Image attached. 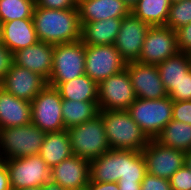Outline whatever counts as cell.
Masks as SVG:
<instances>
[{
  "mask_svg": "<svg viewBox=\"0 0 191 190\" xmlns=\"http://www.w3.org/2000/svg\"><path fill=\"white\" fill-rule=\"evenodd\" d=\"M32 20L38 41L57 45L80 40L81 23L77 8L56 10L36 5Z\"/></svg>",
  "mask_w": 191,
  "mask_h": 190,
  "instance_id": "1",
  "label": "cell"
},
{
  "mask_svg": "<svg viewBox=\"0 0 191 190\" xmlns=\"http://www.w3.org/2000/svg\"><path fill=\"white\" fill-rule=\"evenodd\" d=\"M110 149L142 152L149 138L127 110H99Z\"/></svg>",
  "mask_w": 191,
  "mask_h": 190,
  "instance_id": "2",
  "label": "cell"
},
{
  "mask_svg": "<svg viewBox=\"0 0 191 190\" xmlns=\"http://www.w3.org/2000/svg\"><path fill=\"white\" fill-rule=\"evenodd\" d=\"M46 133L33 123L0 129V159L38 155Z\"/></svg>",
  "mask_w": 191,
  "mask_h": 190,
  "instance_id": "3",
  "label": "cell"
},
{
  "mask_svg": "<svg viewBox=\"0 0 191 190\" xmlns=\"http://www.w3.org/2000/svg\"><path fill=\"white\" fill-rule=\"evenodd\" d=\"M74 156L92 161L111 150L100 114L67 129Z\"/></svg>",
  "mask_w": 191,
  "mask_h": 190,
  "instance_id": "4",
  "label": "cell"
},
{
  "mask_svg": "<svg viewBox=\"0 0 191 190\" xmlns=\"http://www.w3.org/2000/svg\"><path fill=\"white\" fill-rule=\"evenodd\" d=\"M173 100L167 96L160 99L136 98L127 112L149 139H155L172 120Z\"/></svg>",
  "mask_w": 191,
  "mask_h": 190,
  "instance_id": "5",
  "label": "cell"
},
{
  "mask_svg": "<svg viewBox=\"0 0 191 190\" xmlns=\"http://www.w3.org/2000/svg\"><path fill=\"white\" fill-rule=\"evenodd\" d=\"M85 74V44L81 41L54 45L52 72L47 83H63Z\"/></svg>",
  "mask_w": 191,
  "mask_h": 190,
  "instance_id": "6",
  "label": "cell"
},
{
  "mask_svg": "<svg viewBox=\"0 0 191 190\" xmlns=\"http://www.w3.org/2000/svg\"><path fill=\"white\" fill-rule=\"evenodd\" d=\"M62 101L58 90L47 84L31 101V123L45 133L65 130Z\"/></svg>",
  "mask_w": 191,
  "mask_h": 190,
  "instance_id": "7",
  "label": "cell"
},
{
  "mask_svg": "<svg viewBox=\"0 0 191 190\" xmlns=\"http://www.w3.org/2000/svg\"><path fill=\"white\" fill-rule=\"evenodd\" d=\"M12 190L43 186L51 181V169L38 155L6 160Z\"/></svg>",
  "mask_w": 191,
  "mask_h": 190,
  "instance_id": "8",
  "label": "cell"
},
{
  "mask_svg": "<svg viewBox=\"0 0 191 190\" xmlns=\"http://www.w3.org/2000/svg\"><path fill=\"white\" fill-rule=\"evenodd\" d=\"M114 45H85V74L98 84L126 68Z\"/></svg>",
  "mask_w": 191,
  "mask_h": 190,
  "instance_id": "9",
  "label": "cell"
},
{
  "mask_svg": "<svg viewBox=\"0 0 191 190\" xmlns=\"http://www.w3.org/2000/svg\"><path fill=\"white\" fill-rule=\"evenodd\" d=\"M136 96L125 68L98 84L99 110H127Z\"/></svg>",
  "mask_w": 191,
  "mask_h": 190,
  "instance_id": "10",
  "label": "cell"
},
{
  "mask_svg": "<svg viewBox=\"0 0 191 190\" xmlns=\"http://www.w3.org/2000/svg\"><path fill=\"white\" fill-rule=\"evenodd\" d=\"M178 52L174 30L167 26H150L137 61L157 65Z\"/></svg>",
  "mask_w": 191,
  "mask_h": 190,
  "instance_id": "11",
  "label": "cell"
},
{
  "mask_svg": "<svg viewBox=\"0 0 191 190\" xmlns=\"http://www.w3.org/2000/svg\"><path fill=\"white\" fill-rule=\"evenodd\" d=\"M147 172L160 178L171 176L185 165L186 152L164 146L155 139H150L142 150Z\"/></svg>",
  "mask_w": 191,
  "mask_h": 190,
  "instance_id": "12",
  "label": "cell"
},
{
  "mask_svg": "<svg viewBox=\"0 0 191 190\" xmlns=\"http://www.w3.org/2000/svg\"><path fill=\"white\" fill-rule=\"evenodd\" d=\"M149 28L150 25L137 18L132 12L122 18L114 46L127 63L139 59Z\"/></svg>",
  "mask_w": 191,
  "mask_h": 190,
  "instance_id": "13",
  "label": "cell"
},
{
  "mask_svg": "<svg viewBox=\"0 0 191 190\" xmlns=\"http://www.w3.org/2000/svg\"><path fill=\"white\" fill-rule=\"evenodd\" d=\"M136 98L160 99L168 96L157 65L138 61L126 65Z\"/></svg>",
  "mask_w": 191,
  "mask_h": 190,
  "instance_id": "14",
  "label": "cell"
},
{
  "mask_svg": "<svg viewBox=\"0 0 191 190\" xmlns=\"http://www.w3.org/2000/svg\"><path fill=\"white\" fill-rule=\"evenodd\" d=\"M47 85V81L30 71L16 64L10 68L0 87L6 92L31 102Z\"/></svg>",
  "mask_w": 191,
  "mask_h": 190,
  "instance_id": "15",
  "label": "cell"
},
{
  "mask_svg": "<svg viewBox=\"0 0 191 190\" xmlns=\"http://www.w3.org/2000/svg\"><path fill=\"white\" fill-rule=\"evenodd\" d=\"M51 181L66 190H84L90 182V161L72 156L51 169Z\"/></svg>",
  "mask_w": 191,
  "mask_h": 190,
  "instance_id": "16",
  "label": "cell"
},
{
  "mask_svg": "<svg viewBox=\"0 0 191 190\" xmlns=\"http://www.w3.org/2000/svg\"><path fill=\"white\" fill-rule=\"evenodd\" d=\"M53 51V44L37 41L32 46L16 51L14 64L37 73L48 82L52 72Z\"/></svg>",
  "mask_w": 191,
  "mask_h": 190,
  "instance_id": "17",
  "label": "cell"
},
{
  "mask_svg": "<svg viewBox=\"0 0 191 190\" xmlns=\"http://www.w3.org/2000/svg\"><path fill=\"white\" fill-rule=\"evenodd\" d=\"M127 151L109 150L90 161V179L95 182H115L126 175Z\"/></svg>",
  "mask_w": 191,
  "mask_h": 190,
  "instance_id": "18",
  "label": "cell"
},
{
  "mask_svg": "<svg viewBox=\"0 0 191 190\" xmlns=\"http://www.w3.org/2000/svg\"><path fill=\"white\" fill-rule=\"evenodd\" d=\"M80 23L109 18H123L131 10L122 0H78Z\"/></svg>",
  "mask_w": 191,
  "mask_h": 190,
  "instance_id": "19",
  "label": "cell"
},
{
  "mask_svg": "<svg viewBox=\"0 0 191 190\" xmlns=\"http://www.w3.org/2000/svg\"><path fill=\"white\" fill-rule=\"evenodd\" d=\"M31 123V102L17 98L0 87V129Z\"/></svg>",
  "mask_w": 191,
  "mask_h": 190,
  "instance_id": "20",
  "label": "cell"
},
{
  "mask_svg": "<svg viewBox=\"0 0 191 190\" xmlns=\"http://www.w3.org/2000/svg\"><path fill=\"white\" fill-rule=\"evenodd\" d=\"M38 41L32 19H16L2 23V43L12 53Z\"/></svg>",
  "mask_w": 191,
  "mask_h": 190,
  "instance_id": "21",
  "label": "cell"
},
{
  "mask_svg": "<svg viewBox=\"0 0 191 190\" xmlns=\"http://www.w3.org/2000/svg\"><path fill=\"white\" fill-rule=\"evenodd\" d=\"M122 18L81 23L80 40L85 45H114Z\"/></svg>",
  "mask_w": 191,
  "mask_h": 190,
  "instance_id": "22",
  "label": "cell"
},
{
  "mask_svg": "<svg viewBox=\"0 0 191 190\" xmlns=\"http://www.w3.org/2000/svg\"><path fill=\"white\" fill-rule=\"evenodd\" d=\"M39 155L50 169L72 157L73 152L67 129L46 133Z\"/></svg>",
  "mask_w": 191,
  "mask_h": 190,
  "instance_id": "23",
  "label": "cell"
},
{
  "mask_svg": "<svg viewBox=\"0 0 191 190\" xmlns=\"http://www.w3.org/2000/svg\"><path fill=\"white\" fill-rule=\"evenodd\" d=\"M55 87L62 99L75 101H98V83L87 74L63 83H47Z\"/></svg>",
  "mask_w": 191,
  "mask_h": 190,
  "instance_id": "24",
  "label": "cell"
},
{
  "mask_svg": "<svg viewBox=\"0 0 191 190\" xmlns=\"http://www.w3.org/2000/svg\"><path fill=\"white\" fill-rule=\"evenodd\" d=\"M160 78L169 94L191 69V55L184 52H178L171 58L157 64Z\"/></svg>",
  "mask_w": 191,
  "mask_h": 190,
  "instance_id": "25",
  "label": "cell"
},
{
  "mask_svg": "<svg viewBox=\"0 0 191 190\" xmlns=\"http://www.w3.org/2000/svg\"><path fill=\"white\" fill-rule=\"evenodd\" d=\"M155 140L170 148L184 152L191 151V125L172 119L156 136Z\"/></svg>",
  "mask_w": 191,
  "mask_h": 190,
  "instance_id": "26",
  "label": "cell"
},
{
  "mask_svg": "<svg viewBox=\"0 0 191 190\" xmlns=\"http://www.w3.org/2000/svg\"><path fill=\"white\" fill-rule=\"evenodd\" d=\"M98 101H75L63 99L62 117L65 129L80 125L99 114Z\"/></svg>",
  "mask_w": 191,
  "mask_h": 190,
  "instance_id": "27",
  "label": "cell"
},
{
  "mask_svg": "<svg viewBox=\"0 0 191 190\" xmlns=\"http://www.w3.org/2000/svg\"><path fill=\"white\" fill-rule=\"evenodd\" d=\"M170 0H138L131 12L150 26H165Z\"/></svg>",
  "mask_w": 191,
  "mask_h": 190,
  "instance_id": "28",
  "label": "cell"
},
{
  "mask_svg": "<svg viewBox=\"0 0 191 190\" xmlns=\"http://www.w3.org/2000/svg\"><path fill=\"white\" fill-rule=\"evenodd\" d=\"M36 0H0V21L32 19Z\"/></svg>",
  "mask_w": 191,
  "mask_h": 190,
  "instance_id": "29",
  "label": "cell"
},
{
  "mask_svg": "<svg viewBox=\"0 0 191 190\" xmlns=\"http://www.w3.org/2000/svg\"><path fill=\"white\" fill-rule=\"evenodd\" d=\"M147 173L146 162L142 152L127 151V171L118 182H142Z\"/></svg>",
  "mask_w": 191,
  "mask_h": 190,
  "instance_id": "30",
  "label": "cell"
},
{
  "mask_svg": "<svg viewBox=\"0 0 191 190\" xmlns=\"http://www.w3.org/2000/svg\"><path fill=\"white\" fill-rule=\"evenodd\" d=\"M189 23H191V0L171 3L165 26L175 31Z\"/></svg>",
  "mask_w": 191,
  "mask_h": 190,
  "instance_id": "31",
  "label": "cell"
},
{
  "mask_svg": "<svg viewBox=\"0 0 191 190\" xmlns=\"http://www.w3.org/2000/svg\"><path fill=\"white\" fill-rule=\"evenodd\" d=\"M173 101L191 100V69L185 74L183 79L174 86V89L168 94Z\"/></svg>",
  "mask_w": 191,
  "mask_h": 190,
  "instance_id": "32",
  "label": "cell"
},
{
  "mask_svg": "<svg viewBox=\"0 0 191 190\" xmlns=\"http://www.w3.org/2000/svg\"><path fill=\"white\" fill-rule=\"evenodd\" d=\"M172 190H191V170L184 165L169 179Z\"/></svg>",
  "mask_w": 191,
  "mask_h": 190,
  "instance_id": "33",
  "label": "cell"
},
{
  "mask_svg": "<svg viewBox=\"0 0 191 190\" xmlns=\"http://www.w3.org/2000/svg\"><path fill=\"white\" fill-rule=\"evenodd\" d=\"M172 119L191 125V100L173 101Z\"/></svg>",
  "mask_w": 191,
  "mask_h": 190,
  "instance_id": "34",
  "label": "cell"
},
{
  "mask_svg": "<svg viewBox=\"0 0 191 190\" xmlns=\"http://www.w3.org/2000/svg\"><path fill=\"white\" fill-rule=\"evenodd\" d=\"M141 190H172L169 179L149 174L141 182Z\"/></svg>",
  "mask_w": 191,
  "mask_h": 190,
  "instance_id": "35",
  "label": "cell"
},
{
  "mask_svg": "<svg viewBox=\"0 0 191 190\" xmlns=\"http://www.w3.org/2000/svg\"><path fill=\"white\" fill-rule=\"evenodd\" d=\"M179 52L191 53V23L175 30Z\"/></svg>",
  "mask_w": 191,
  "mask_h": 190,
  "instance_id": "36",
  "label": "cell"
},
{
  "mask_svg": "<svg viewBox=\"0 0 191 190\" xmlns=\"http://www.w3.org/2000/svg\"><path fill=\"white\" fill-rule=\"evenodd\" d=\"M14 64V53L4 45L0 44V83Z\"/></svg>",
  "mask_w": 191,
  "mask_h": 190,
  "instance_id": "37",
  "label": "cell"
},
{
  "mask_svg": "<svg viewBox=\"0 0 191 190\" xmlns=\"http://www.w3.org/2000/svg\"><path fill=\"white\" fill-rule=\"evenodd\" d=\"M77 3L78 0H36L38 7L56 10L77 8Z\"/></svg>",
  "mask_w": 191,
  "mask_h": 190,
  "instance_id": "38",
  "label": "cell"
},
{
  "mask_svg": "<svg viewBox=\"0 0 191 190\" xmlns=\"http://www.w3.org/2000/svg\"><path fill=\"white\" fill-rule=\"evenodd\" d=\"M84 190H119V187L115 182H95L90 179Z\"/></svg>",
  "mask_w": 191,
  "mask_h": 190,
  "instance_id": "39",
  "label": "cell"
},
{
  "mask_svg": "<svg viewBox=\"0 0 191 190\" xmlns=\"http://www.w3.org/2000/svg\"><path fill=\"white\" fill-rule=\"evenodd\" d=\"M0 190H12L6 161L0 159Z\"/></svg>",
  "mask_w": 191,
  "mask_h": 190,
  "instance_id": "40",
  "label": "cell"
},
{
  "mask_svg": "<svg viewBox=\"0 0 191 190\" xmlns=\"http://www.w3.org/2000/svg\"><path fill=\"white\" fill-rule=\"evenodd\" d=\"M119 190H141V182H118Z\"/></svg>",
  "mask_w": 191,
  "mask_h": 190,
  "instance_id": "41",
  "label": "cell"
},
{
  "mask_svg": "<svg viewBox=\"0 0 191 190\" xmlns=\"http://www.w3.org/2000/svg\"><path fill=\"white\" fill-rule=\"evenodd\" d=\"M43 190H66L61 187L59 184L54 183L52 181H48L43 185Z\"/></svg>",
  "mask_w": 191,
  "mask_h": 190,
  "instance_id": "42",
  "label": "cell"
},
{
  "mask_svg": "<svg viewBox=\"0 0 191 190\" xmlns=\"http://www.w3.org/2000/svg\"><path fill=\"white\" fill-rule=\"evenodd\" d=\"M185 165L191 170V151L186 152Z\"/></svg>",
  "mask_w": 191,
  "mask_h": 190,
  "instance_id": "43",
  "label": "cell"
},
{
  "mask_svg": "<svg viewBox=\"0 0 191 190\" xmlns=\"http://www.w3.org/2000/svg\"><path fill=\"white\" fill-rule=\"evenodd\" d=\"M129 8L130 10L136 5L138 0H122Z\"/></svg>",
  "mask_w": 191,
  "mask_h": 190,
  "instance_id": "44",
  "label": "cell"
},
{
  "mask_svg": "<svg viewBox=\"0 0 191 190\" xmlns=\"http://www.w3.org/2000/svg\"><path fill=\"white\" fill-rule=\"evenodd\" d=\"M19 190H43V186H37V187H26Z\"/></svg>",
  "mask_w": 191,
  "mask_h": 190,
  "instance_id": "45",
  "label": "cell"
},
{
  "mask_svg": "<svg viewBox=\"0 0 191 190\" xmlns=\"http://www.w3.org/2000/svg\"><path fill=\"white\" fill-rule=\"evenodd\" d=\"M2 43V22L0 21V44Z\"/></svg>",
  "mask_w": 191,
  "mask_h": 190,
  "instance_id": "46",
  "label": "cell"
},
{
  "mask_svg": "<svg viewBox=\"0 0 191 190\" xmlns=\"http://www.w3.org/2000/svg\"><path fill=\"white\" fill-rule=\"evenodd\" d=\"M179 1H183V0H170L171 3H176V2H179Z\"/></svg>",
  "mask_w": 191,
  "mask_h": 190,
  "instance_id": "47",
  "label": "cell"
}]
</instances>
